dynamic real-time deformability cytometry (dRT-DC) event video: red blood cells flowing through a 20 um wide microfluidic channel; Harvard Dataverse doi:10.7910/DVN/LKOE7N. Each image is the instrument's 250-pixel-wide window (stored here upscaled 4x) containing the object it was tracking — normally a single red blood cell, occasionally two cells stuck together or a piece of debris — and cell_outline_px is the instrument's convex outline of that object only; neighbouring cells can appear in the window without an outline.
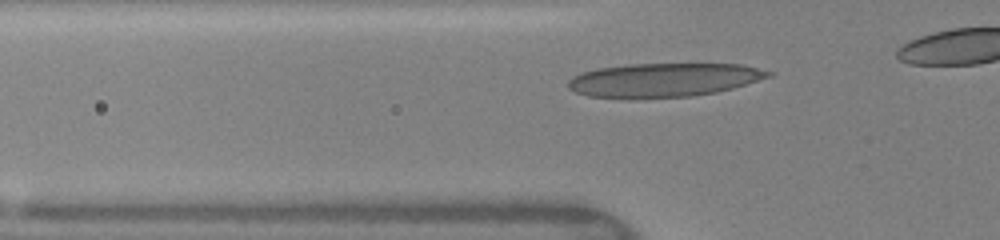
{"species": "human", "species_latin": "Homo sapiens", "temperature_condition": "warm", "stored_images_in_passage": 26, "camera_frame_rate_fps": 3000, "um_per_image_px": 0.085, "donor": {"sex": "female"}, "frame": {"image": 1, "passage_image": 3, "time_ms": 0.667, "image_size_px": [1000, 240], "cell_outline_px": [[776, 72], [772, 76], [732, 88], [716, 92], [692, 96], [588, 96], [576, 92], [568, 88], [568, 80], [572, 76], [596, 68], [628, 64], [740, 64]], "centroid_in_image_um": [56.46, 6.76], "position_along_channel_um": 69.3, "area_um2": 38.55}}
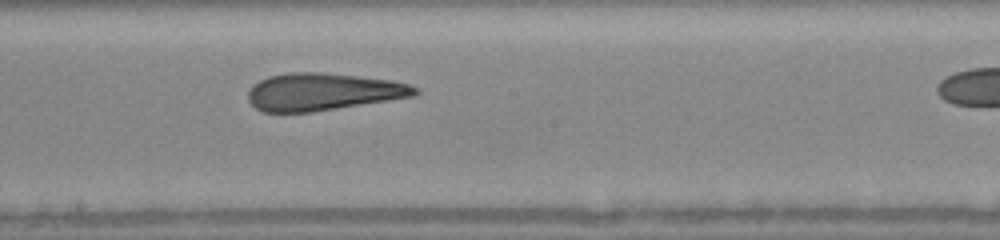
{"frame": {"image": 2, "passage_image": 14, "time_ms": 4.333, "image_size_px": [1000, 240], "cell_outline_px": [[420, 92], [412, 96], [312, 112], [264, 112], [256, 108], [248, 100], [248, 92], [252, 84], [268, 76], [292, 72], [320, 72], [392, 80], [408, 84], [416, 88]], "centroid_in_image_um": [27.39, 7.8], "position_along_channel_um": 220.8, "area_um2": 36.01}}
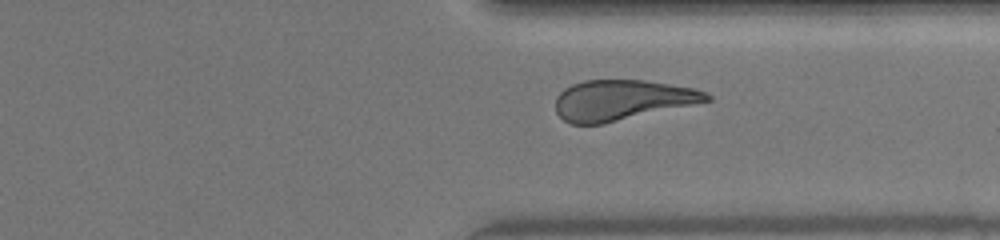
{"frame": {"image": 3, "passage_image": 24, "time_ms": 7.667, "image_size_px": [1000, 240], "cell_outline_px": [[712, 100], [604, 124], [568, 124], [556, 112], [556, 96], [564, 88], [572, 84], [584, 80], [644, 80], [692, 88], [704, 92], [712, 96]], "centroid_in_image_um": [52.82, 8.51], "position_along_channel_um": 358.6, "area_um2": 35.43}, "authors_computed_cell_mechanics": {"area_um2": 36.125, "velocity_mm_per_s": 4.138, "shape_relaxation_time_tau1_ms": 9.0761, "shape_relaxation_time_tau2_ms": 2.287, "deformation_change_tau1": 0.2532, "deformation_change_tau2": 0.1354}}